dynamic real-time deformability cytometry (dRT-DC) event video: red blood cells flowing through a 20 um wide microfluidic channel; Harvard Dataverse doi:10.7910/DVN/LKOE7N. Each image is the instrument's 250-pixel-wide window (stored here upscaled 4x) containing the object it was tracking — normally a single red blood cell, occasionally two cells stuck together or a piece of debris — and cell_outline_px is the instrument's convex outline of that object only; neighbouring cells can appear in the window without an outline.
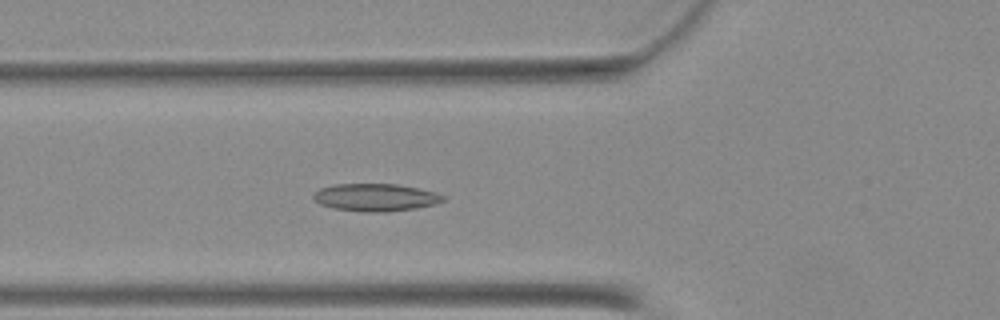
{"species": "Egyptian fruit bat (a non-hibernating species)", "species_latin": "Rousettus aegyptiacus", "temperature_condition": "warm", "stored_images_in_passage": 50, "camera_frame_rate_fps": 3000, "um_per_image_px": 0.085, "animal": {"sex": "female"}, "frame": {"image": 1, "passage_image": 18, "time_ms": 5.667, "image_size_px": [1000, 320], "cell_outline_px": [[444, 200], [436, 204], [416, 208], [388, 212], [364, 212], [332, 208], [320, 204], [312, 196], [320, 188], [332, 184], [396, 184], [420, 188], [436, 192], [444, 196]], "centroid_in_image_um": [31.94, 16.78], "position_along_channel_um": 93.9, "area_um2": 20.92}}
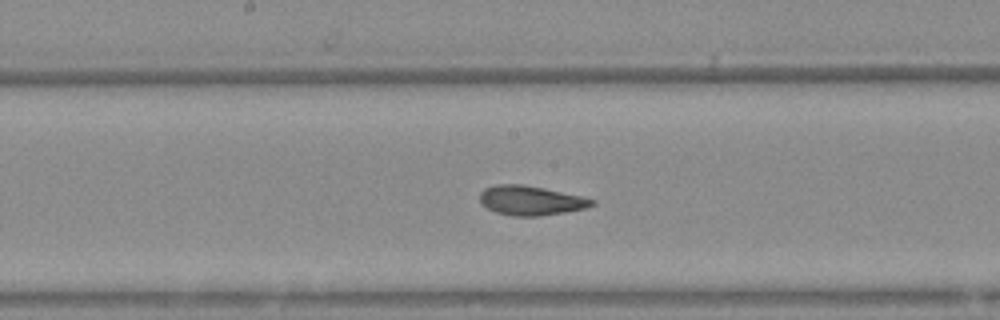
{"frame": {"image": 2, "passage_image": 26, "time_ms": 8.333, "image_size_px": [1000, 320], "cell_outline_px": [[592, 204], [584, 208], [536, 216], [516, 216], [496, 212], [480, 204], [480, 192], [484, 188], [496, 184], [524, 184], [544, 188], [580, 196], [592, 200]], "centroid_in_image_um": [45.0, 17.02], "position_along_channel_um": 203.2, "area_um2": 18.79}}
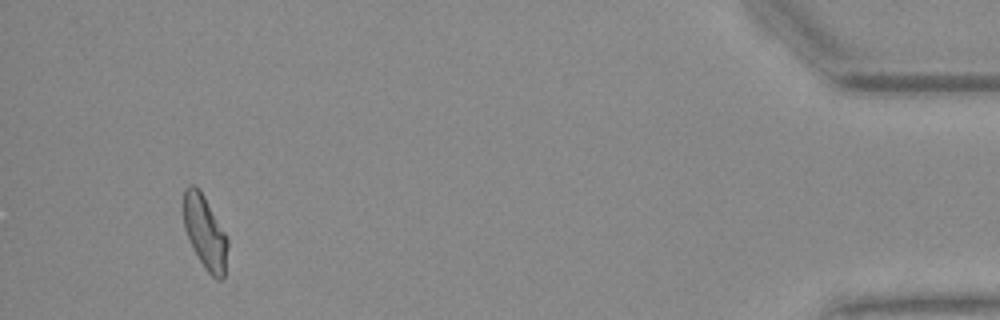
{"frame": {"image": 3, "passage_image": 47, "time_ms": 15.333, "image_size_px": [1000, 320], "cell_outline_px": [[228, 244], [224, 276], [220, 280], [216, 280], [204, 268], [184, 228], [184, 188], [192, 184], [204, 196], [228, 236]], "centroid_in_image_um": [17.45, 19.76], "position_along_channel_um": 417.7, "area_um2": 18.55}}